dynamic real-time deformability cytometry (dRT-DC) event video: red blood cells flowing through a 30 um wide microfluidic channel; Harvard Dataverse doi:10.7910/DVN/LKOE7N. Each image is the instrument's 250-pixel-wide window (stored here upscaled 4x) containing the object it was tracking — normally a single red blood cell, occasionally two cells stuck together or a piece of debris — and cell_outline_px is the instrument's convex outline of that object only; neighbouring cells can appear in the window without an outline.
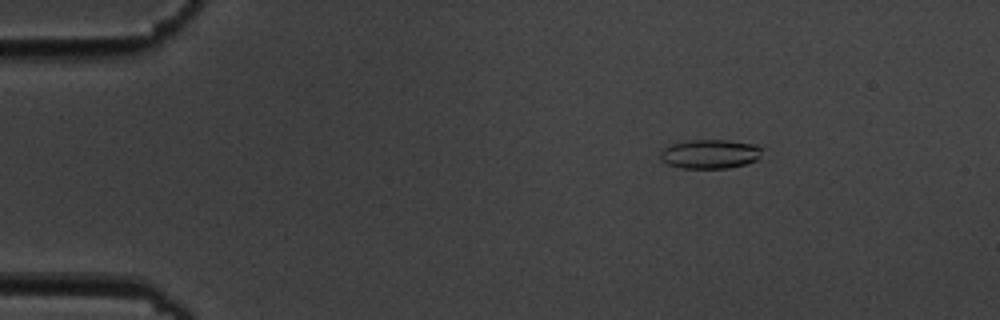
{"species": "common noctule bat (a hibernating species)", "species_latin": "Nyctalus noctula", "temperature_condition": "cold", "stored_images_in_passage": 11, "camera_frame_rate_fps": 3000, "um_per_image_px": 0.085, "animal": {"sex": "male", "body_mass_g": 19.5, "forearm_length_mm": 54.6}, "frame": {"image": 1, "passage_image": 2, "time_ms": 2.0, "image_size_px": [1000, 320], "cell_outline_px": [[760, 156], [756, 160], [744, 164], [728, 168], [684, 168], [668, 164], [660, 160], [660, 152], [664, 148], [672, 144], [688, 140], [728, 140], [756, 144], [760, 148]], "centroid_in_image_um": [60.33, 13.08], "position_along_channel_um": 24.7, "area_um2": 17.17}}
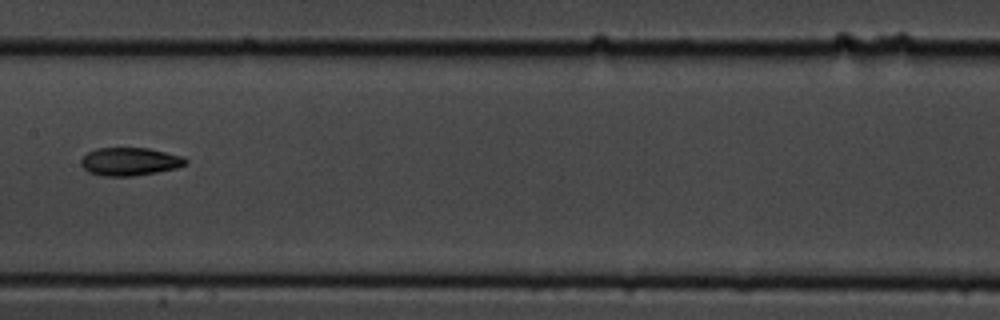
{"frame": {"image": 2, "passage_image": 8, "time_ms": 9.0, "image_size_px": [1000, 320], "cell_outline_px": [[188, 164], [176, 168], [156, 172], [132, 176], [100, 176], [88, 172], [80, 164], [80, 160], [88, 152], [96, 148], [148, 148], [184, 156], [188, 160]], "centroid_in_image_um": [11.04, 13.73], "position_along_channel_um": 196.4, "area_um2": 17.22}}
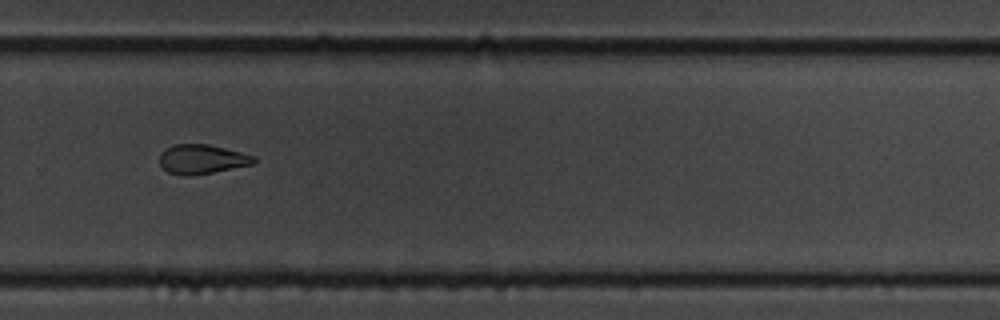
{"frame": {"image": 3, "passage_image": 11, "time_ms": 12.333, "image_size_px": [1000, 320], "cell_outline_px": [[256, 164], [212, 172], [168, 172], [160, 164], [160, 156], [168, 148], [176, 144], [208, 144], [256, 156]], "centroid_in_image_um": [17.27, 13.48], "position_along_channel_um": 312.5, "area_um2": 15.26}}